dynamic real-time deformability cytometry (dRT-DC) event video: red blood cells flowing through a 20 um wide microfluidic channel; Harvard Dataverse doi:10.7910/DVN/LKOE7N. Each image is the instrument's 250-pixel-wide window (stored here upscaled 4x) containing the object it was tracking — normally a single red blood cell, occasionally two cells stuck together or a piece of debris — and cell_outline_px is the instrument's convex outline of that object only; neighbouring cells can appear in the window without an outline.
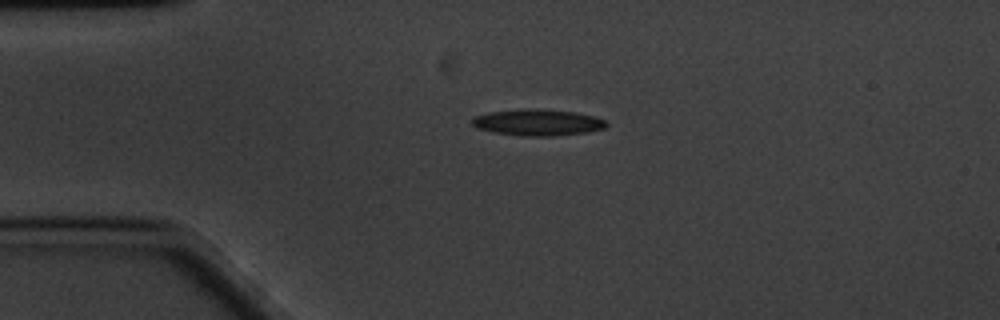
{"species": "common noctule bat (a hibernating species)", "species_latin": "Nyctalus noctula", "temperature_condition": "cold", "stored_images_in_passage": 40, "camera_frame_rate_fps": 3000, "um_per_image_px": 0.085, "animal": {"sex": "male", "body_mass_g": 20.1, "forearm_length_mm": 53.5}, "frame": {"image": 1, "passage_image": 1, "time_ms": 0.0, "image_size_px": [1000, 320], "cell_outline_px": [[608, 124], [604, 128], [588, 132], [552, 136], [524, 136], [492, 132], [476, 128], [472, 124], [472, 116], [488, 112], [524, 108], [536, 108], [576, 112], [592, 116], [604, 120]], "centroid_in_image_um": [45.65, 10.4], "position_along_channel_um": 39.3, "area_um2": 20.81}}
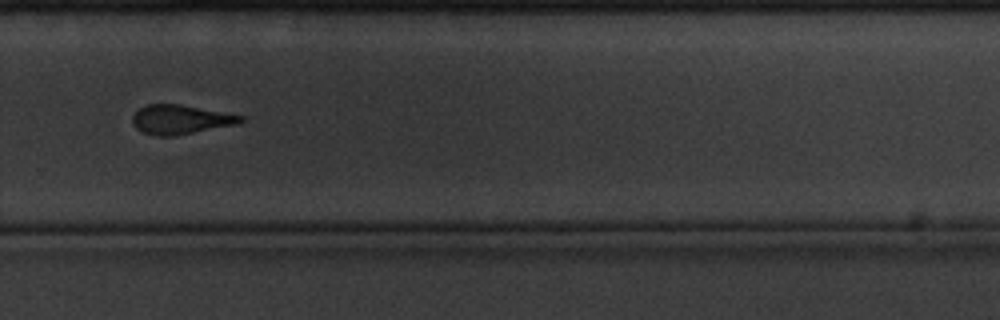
{"frame": {"image": 2, "passage_image": 28, "time_ms": 9.0, "image_size_px": [1000, 320], "cell_outline_px": [[244, 120], [240, 124], [172, 136], [156, 136], [140, 132], [132, 124], [132, 116], [140, 108], [148, 104], [176, 104], [244, 116]], "centroid_in_image_um": [15.32, 10.18], "position_along_channel_um": 314.5, "area_um2": 18.32}}
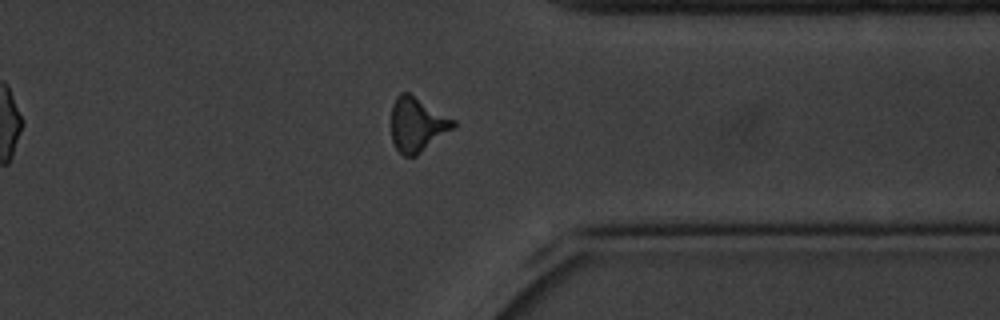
{"frame": {"image": 3, "passage_image": 34, "time_ms": 11.0, "image_size_px": [1000, 320], "cell_outline_px": [[456, 124], [452, 128], [416, 156], [404, 156], [396, 148], [392, 140], [392, 104], [396, 96], [400, 92], [408, 92], [456, 120]], "centroid_in_image_um": [35.44, 10.56], "position_along_channel_um": 376.0, "area_um2": 19.36}, "authors_computed_cell_mechanics": {"area_um2": 19.1896, "velocity_mm_per_s": 3.3322, "shape_relaxation_time_tau1_ms": 4.6315, "shape_relaxation_time_tau2_ms": 3.8327, "deformation_change_tau1": 0.1428, "deformation_change_tau2": 0.129}}